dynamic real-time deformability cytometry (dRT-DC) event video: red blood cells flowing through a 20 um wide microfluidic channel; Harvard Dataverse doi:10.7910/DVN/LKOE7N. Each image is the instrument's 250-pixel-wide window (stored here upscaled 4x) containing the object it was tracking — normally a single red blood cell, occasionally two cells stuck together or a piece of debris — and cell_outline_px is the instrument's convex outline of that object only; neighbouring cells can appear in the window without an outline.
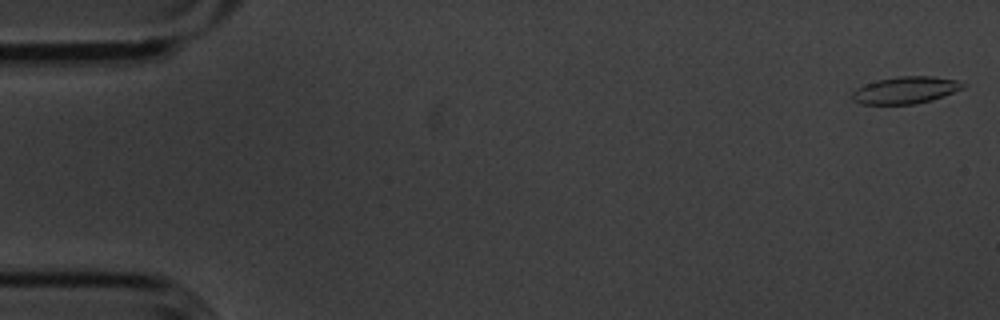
{"species": "common noctule bat (a hibernating species)", "species_latin": "Nyctalus noctula", "temperature_condition": "cold", "stored_images_in_passage": 55, "camera_frame_rate_fps": 3000, "um_per_image_px": 0.085, "animal": {"sex": "male", "body_mass_g": 20.1, "forearm_length_mm": 53.5}, "frame": {"image": 1, "passage_image": 1, "time_ms": 0.0, "image_size_px": [1000, 320], "cell_outline_px": [[968, 84], [964, 88], [932, 100], [916, 104], [864, 104], [852, 100], [852, 92], [856, 88], [876, 80], [896, 76], [932, 76], [956, 80]], "centroid_in_image_um": [76.98, 7.65], "position_along_channel_um": 8.0, "area_um2": 17.51}}
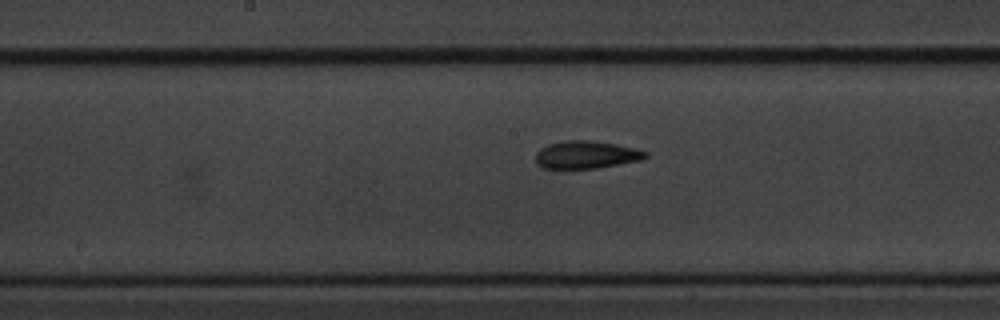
{"frame": {"image": 2, "passage_image": 28, "time_ms": 9.0, "image_size_px": [1000, 320], "cell_outline_px": [[648, 156], [640, 160], [596, 168], [544, 168], [536, 164], [536, 152], [540, 148], [548, 144], [568, 140], [588, 140], [616, 144], [636, 148], [648, 152]], "centroid_in_image_um": [49.82, 13.14], "position_along_channel_um": 198.4, "area_um2": 17.63}}
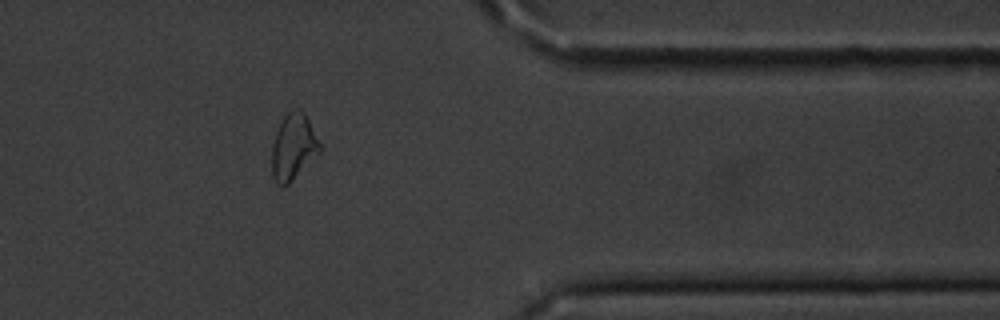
{"frame": {"image": 3, "passage_image": 45, "time_ms": 14.667, "image_size_px": [1000, 320], "cell_outline_px": [[320, 152], [284, 188], [276, 184], [272, 176], [272, 148], [276, 132], [284, 116], [288, 112], [300, 108], [308, 116], [320, 144]], "centroid_in_image_um": [24.93, 12.49], "position_along_channel_um": 386.5, "area_um2": 18.38}, "authors_computed_cell_mechanics": {"area_um2": 17.8602, "velocity_mm_per_s": 3.6004, "shape_relaxation_time_tau1_ms": 3.408, "shape_relaxation_time_tau2_ms": 2.7221, "deformation_change_tau1": 0.1261, "deformation_change_tau2": 0.1027}}